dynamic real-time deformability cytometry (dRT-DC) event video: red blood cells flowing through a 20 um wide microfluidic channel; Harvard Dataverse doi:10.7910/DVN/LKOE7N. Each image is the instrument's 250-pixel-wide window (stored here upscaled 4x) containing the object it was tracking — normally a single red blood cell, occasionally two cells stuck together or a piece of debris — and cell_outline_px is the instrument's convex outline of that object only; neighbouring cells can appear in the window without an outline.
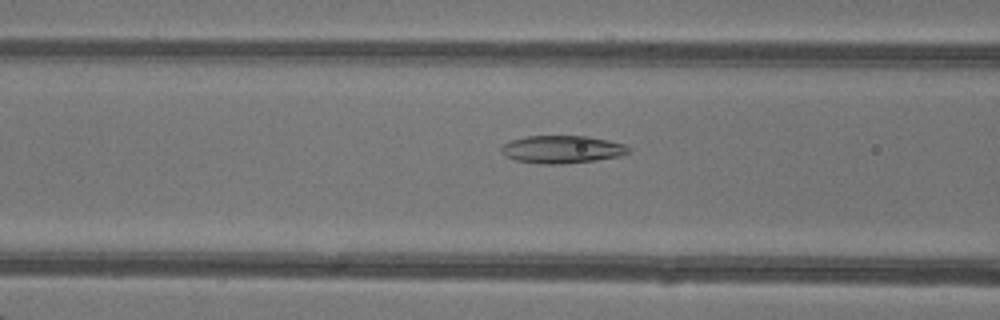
{"species": "common noctule bat (a hibernating species)", "species_latin": "Nyctalus noctula", "temperature_condition": "warm", "stored_images_in_passage": 48, "camera_frame_rate_fps": 3000, "um_per_image_px": 0.085, "animal": {"sex": "female"}, "frame": {"image": 1, "passage_image": 20, "time_ms": 6.333, "image_size_px": [1000, 320], "cell_outline_px": [[632, 152], [616, 156], [596, 160], [560, 164], [540, 164], [516, 160], [500, 152], [500, 148], [504, 144], [512, 140], [528, 136], [588, 136], [608, 140], [624, 144], [632, 148]], "centroid_in_image_um": [47.8, 12.69], "position_along_channel_um": 118.8, "area_um2": 20.46}}
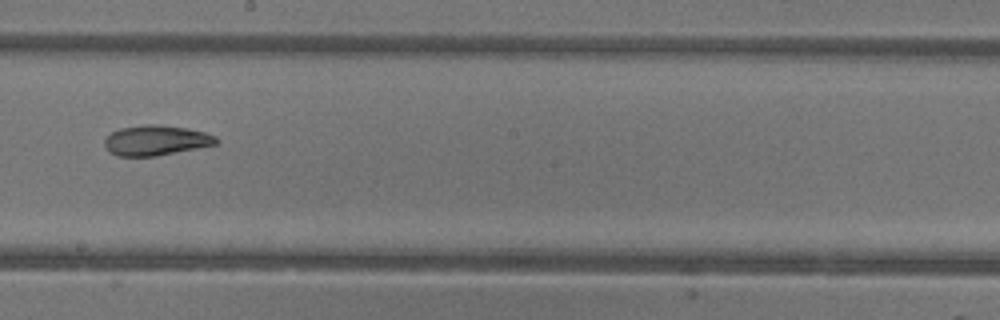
{"frame": {"image": 2, "passage_image": 28, "time_ms": 9.0, "image_size_px": [1000, 320], "cell_outline_px": [[220, 140], [216, 144], [156, 156], [116, 156], [108, 152], [104, 144], [104, 140], [112, 132], [120, 128], [144, 124], [160, 124], [188, 128], [204, 132], [216, 136]], "centroid_in_image_um": [13.24, 11.92], "position_along_channel_um": 235.0, "area_um2": 19.71}}
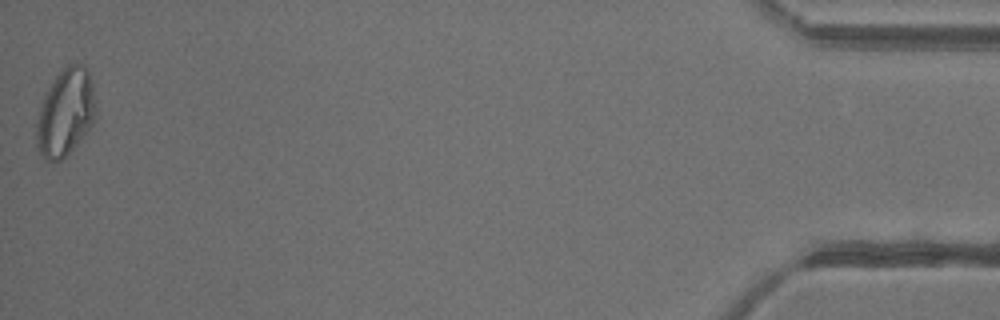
{"frame": {"image": 3, "passage_image": 48, "time_ms": 15.667, "image_size_px": [1000, 320], "cell_outline_px": [[96, 116], [92, 124], [76, 144], [60, 160], [52, 164], [44, 160], [36, 148], [36, 124], [40, 108], [44, 96], [48, 88], [56, 76], [68, 64], [84, 64], [88, 72], [92, 88], [96, 108]], "centroid_in_image_um": [5.54, 9.6], "position_along_channel_um": 429.7, "area_um2": 29.88}, "authors_computed_cell_mechanics": {"area_um2": 23.5535, "velocity_mm_per_s": 4.3479, "shape_relaxation_time_tau1_ms": null, "shape_relaxation_time_tau2_ms": 3.1844, "deformation_change_tau1": null, "deformation_change_tau2": 0.1035}}